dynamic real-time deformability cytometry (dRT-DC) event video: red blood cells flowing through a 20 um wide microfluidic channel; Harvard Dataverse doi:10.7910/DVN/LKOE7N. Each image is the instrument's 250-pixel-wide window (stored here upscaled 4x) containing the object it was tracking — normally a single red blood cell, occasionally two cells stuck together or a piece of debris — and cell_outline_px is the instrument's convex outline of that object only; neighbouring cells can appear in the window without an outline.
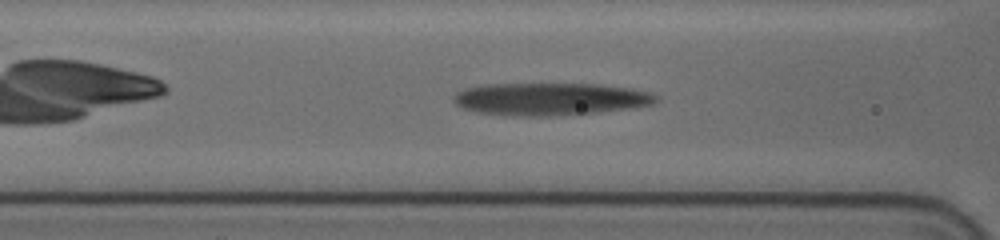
{"species": "human", "species_latin": "Homo sapiens", "temperature_condition": "cold", "stored_images_in_passage": 33, "camera_frame_rate_fps": 3000, "um_per_image_px": 0.085, "donor": {"sex": "female"}, "frame": {"image": 1, "passage_image": 8, "time_ms": 2.333, "image_size_px": [1000, 240], "cell_outline_px": [[656, 100], [652, 104], [632, 108], [596, 112], [548, 116], [516, 116], [476, 112], [464, 108], [456, 104], [452, 100], [452, 96], [456, 92], [464, 88], [484, 84], [600, 84], [632, 88], [648, 92], [656, 96]], "centroid_in_image_um": [46.71, 8.41], "position_along_channel_um": 119.9, "area_um2": 38.32}}
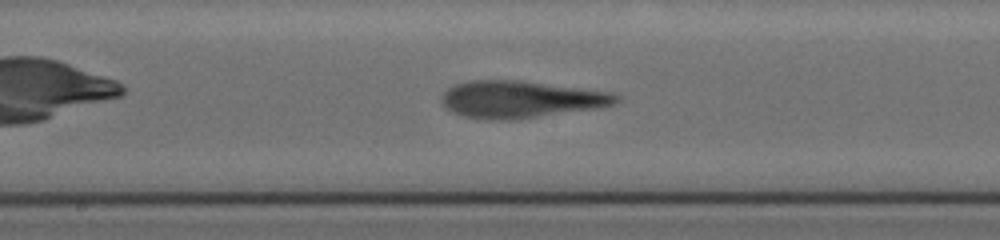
{"frame": {"image": 2, "passage_image": 15, "time_ms": 4.667, "image_size_px": [1000, 240], "cell_outline_px": [[620, 100], [612, 104], [600, 108], [508, 120], [488, 120], [464, 116], [452, 112], [440, 100], [440, 96], [448, 88], [456, 84], [472, 80], [516, 80], [616, 92], [620, 96]], "centroid_in_image_um": [44.29, 8.44], "position_along_channel_um": 203.9, "area_um2": 37.69}}
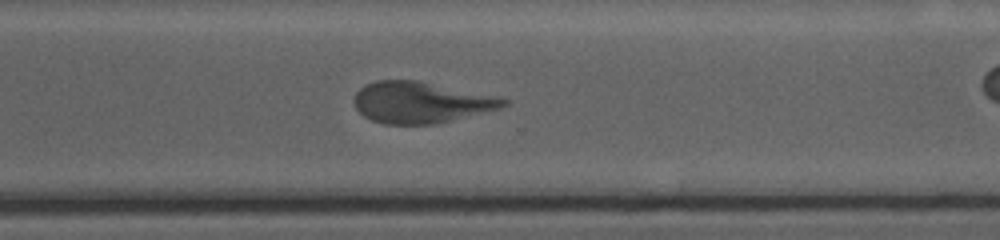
{"frame": {"image": 3, "passage_image": 26, "time_ms": 8.333, "image_size_px": [1000, 240], "cell_outline_px": [[508, 104], [500, 108], [432, 124], [384, 124], [372, 120], [364, 116], [356, 108], [352, 100], [356, 92], [360, 88], [376, 80], [416, 80], [496, 96], [508, 100]], "centroid_in_image_um": [35.72, 8.7], "position_along_channel_um": 334.9, "area_um2": 35.43}}